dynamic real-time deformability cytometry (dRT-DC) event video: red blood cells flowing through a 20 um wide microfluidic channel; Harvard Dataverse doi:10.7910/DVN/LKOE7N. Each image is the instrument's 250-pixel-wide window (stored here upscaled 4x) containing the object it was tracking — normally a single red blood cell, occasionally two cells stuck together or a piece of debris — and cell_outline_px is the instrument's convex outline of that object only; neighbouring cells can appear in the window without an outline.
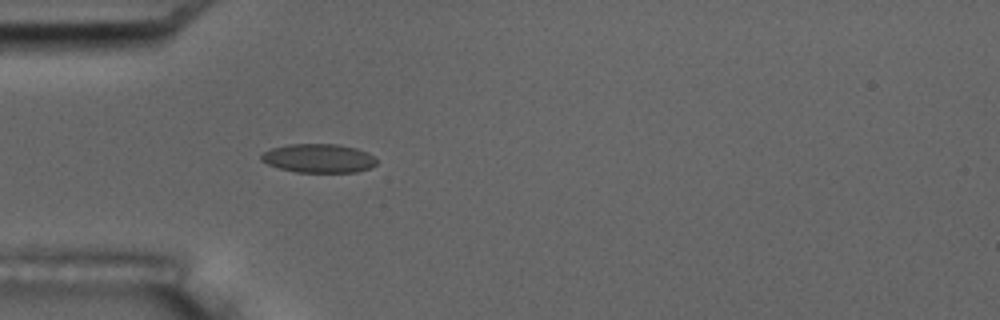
{"species": "common noctule bat (a hibernating species)", "species_latin": "Nyctalus noctula", "temperature_condition": "room temperature", "stored_images_in_passage": 4, "camera_frame_rate_fps": 3000, "um_per_image_px": 0.085, "animal": {"sex": "male", "body_mass_g": 17.5, "forearm_length_mm": 52.3}, "frame": {"image": 1, "passage_image": 4, "time_ms": 5.0, "image_size_px": [1000, 320], "cell_outline_px": [[376, 164], [368, 168], [356, 172], [296, 172], [280, 168], [268, 164], [260, 160], [260, 156], [264, 152], [272, 148], [288, 144], [336, 144], [356, 148], [368, 152], [376, 160]], "centroid_in_image_um": [27.07, 13.45], "position_along_channel_um": 57.9, "area_um2": 19.25}}